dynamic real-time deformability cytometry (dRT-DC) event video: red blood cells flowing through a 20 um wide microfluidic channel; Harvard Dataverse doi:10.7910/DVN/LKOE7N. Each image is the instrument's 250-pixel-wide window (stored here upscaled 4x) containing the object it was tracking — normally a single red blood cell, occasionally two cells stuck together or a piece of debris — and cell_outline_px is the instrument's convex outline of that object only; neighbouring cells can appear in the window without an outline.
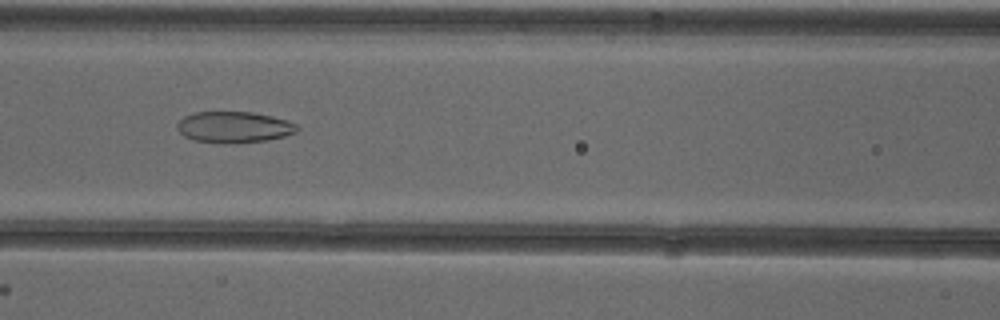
{"species": "common noctule bat (a hibernating species)", "species_latin": "Nyctalus noctula", "temperature_condition": "cold", "stored_images_in_passage": 39, "camera_frame_rate_fps": 3000, "um_per_image_px": 0.085, "animal": {"sex": "female"}, "frame": {"image": 1, "passage_image": 10, "time_ms": 3.0, "image_size_px": [1000, 320], "cell_outline_px": [[300, 128], [296, 132], [284, 136], [268, 140], [196, 140], [184, 136], [176, 128], [176, 124], [184, 116], [192, 112], [252, 112], [272, 116], [288, 120], [296, 124]], "centroid_in_image_um": [19.91, 10.74], "position_along_channel_um": 146.7, "area_um2": 20.87}}
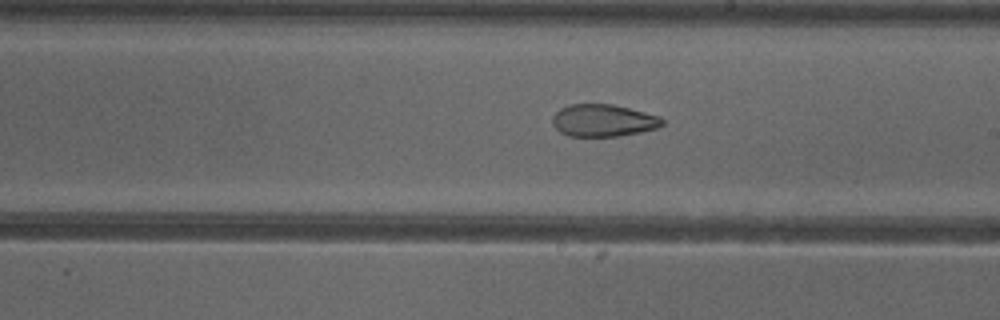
{"frame": {"image": 2, "passage_image": 17, "time_ms": 5.333, "image_size_px": [1000, 320], "cell_outline_px": [[664, 124], [656, 128], [640, 132], [616, 136], [568, 136], [560, 132], [552, 124], [552, 116], [560, 108], [568, 104], [612, 104], [660, 116], [664, 120]], "centroid_in_image_um": [51.25, 10.23], "position_along_channel_um": 237.8, "area_um2": 20.63}}
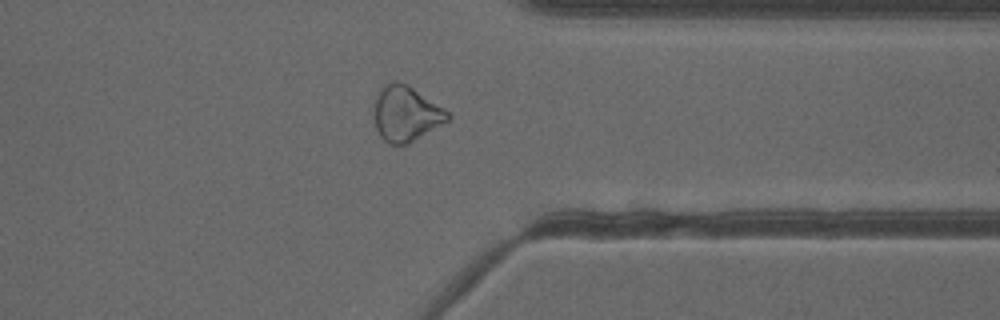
{"frame": {"image": 3, "passage_image": 28, "time_ms": 9.0, "image_size_px": [1000, 320], "cell_outline_px": [[452, 116], [448, 120], [408, 144], [392, 144], [384, 140], [380, 136], [376, 128], [372, 112], [376, 96], [380, 88], [392, 80], [396, 80], [408, 84], [444, 108]], "centroid_in_image_um": [34.47, 9.64], "position_along_channel_um": 376.9, "area_um2": 23.87}, "authors_computed_cell_mechanics": {"area_um2": 23.3512, "velocity_mm_per_s": 3.9095, "shape_relaxation_time_tau1_ms": null, "shape_relaxation_time_tau2_ms": 3.8041, "deformation_change_tau1": null, "deformation_change_tau2": 0.086}}